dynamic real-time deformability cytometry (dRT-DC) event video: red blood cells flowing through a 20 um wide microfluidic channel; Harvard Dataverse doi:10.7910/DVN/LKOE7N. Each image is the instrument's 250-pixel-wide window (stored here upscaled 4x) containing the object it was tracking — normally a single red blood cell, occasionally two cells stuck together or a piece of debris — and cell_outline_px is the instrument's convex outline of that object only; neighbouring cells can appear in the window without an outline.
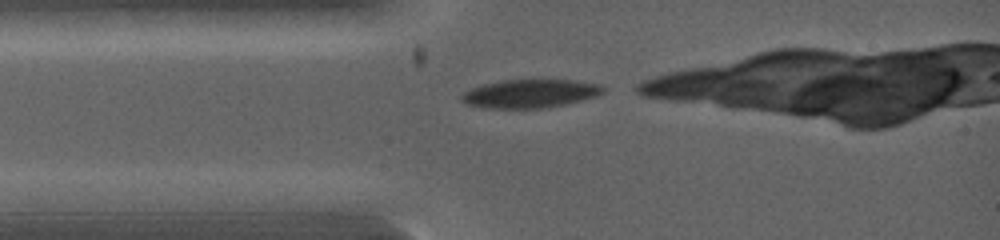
{"species": "common noctule bat (a hibernating species)", "species_latin": "Nyctalus noctula", "temperature_condition": "warm", "stored_images_in_passage": 4, "camera_frame_rate_fps": 5000, "um_per_image_px": 0.085, "animal": {"sex": "female", "body_mass_g": 19.0, "forearm_length_mm": 53.3}, "frame": {"image": 1, "passage_image": 1, "time_ms": 0.0, "image_size_px": [1000, 240], "cell_outline_px": [[604, 92], [596, 96], [568, 104], [540, 108], [488, 108], [468, 104], [460, 100], [460, 96], [464, 92], [472, 88], [484, 84], [500, 80], [576, 80], [600, 84], [604, 88]], "centroid_in_image_um": [45.08, 7.95], "position_along_channel_um": 39.9, "area_um2": 23.41}}
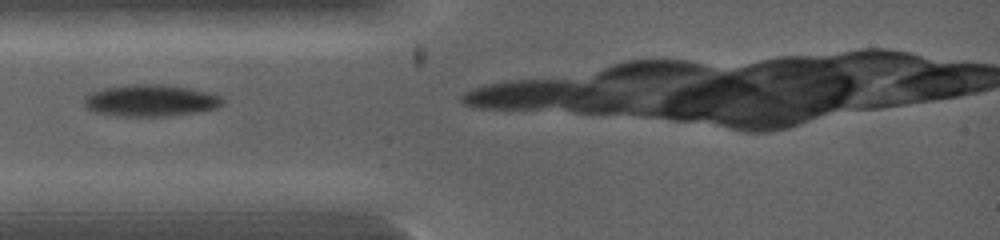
{"frame": {"image": 2, "passage_image": 3, "time_ms": 0.6, "image_size_px": [1000, 240], "cell_outline_px": [[224, 104], [216, 108], [196, 112], [168, 116], [120, 116], [96, 112], [88, 108], [84, 104], [84, 96], [92, 92], [104, 88], [132, 84], [160, 84], [188, 88], [208, 92], [220, 96], [224, 100]], "centroid_in_image_um": [12.81, 8.54], "position_along_channel_um": 72.2, "area_um2": 25.49}}